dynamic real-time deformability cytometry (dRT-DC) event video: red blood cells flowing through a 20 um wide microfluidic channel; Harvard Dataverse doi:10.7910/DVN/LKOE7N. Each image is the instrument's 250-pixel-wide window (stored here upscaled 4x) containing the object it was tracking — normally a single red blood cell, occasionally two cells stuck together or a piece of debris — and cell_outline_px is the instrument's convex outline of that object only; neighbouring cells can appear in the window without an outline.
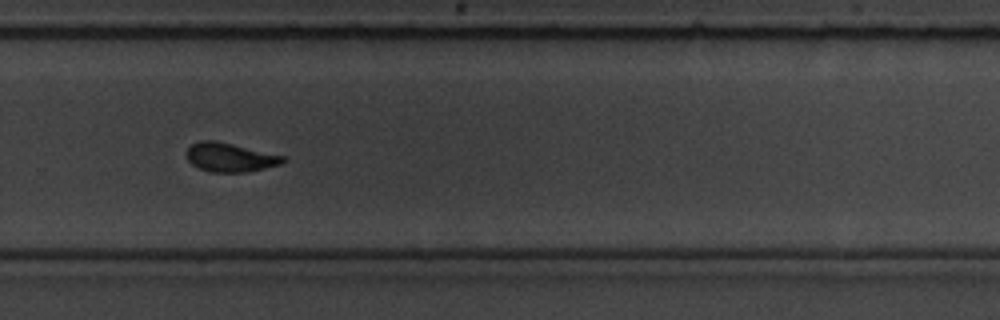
{"species": "common noctule bat (a hibernating species)", "species_latin": "Nyctalus noctula", "temperature_condition": "room temperature", "stored_images_in_passage": 32, "camera_frame_rate_fps": 3000, "um_per_image_px": 0.085, "animal": {"sex": "male", "body_mass_g": 19.5, "forearm_length_mm": 54.6}, "frame": {"image": 1, "passage_image": 23, "time_ms": 7.333, "image_size_px": [1000, 320], "cell_outline_px": [[288, 160], [280, 164], [248, 172], [208, 172], [192, 164], [184, 156], [188, 148], [192, 144], [200, 140], [216, 140], [284, 156]], "centroid_in_image_um": [19.52, 13.37], "position_along_channel_um": 310.3, "area_um2": 16.3}, "authors_computed_cell_mechanics": {"area_um2": 16.6464, "velocity_mm_per_s": 3.6245, "shape_relaxation_time_tau1_ms": 3.669, "shape_relaxation_time_tau2_ms": 1.645, "deformation_change_tau1": 0.134, "deformation_change_tau2": 0.0712}}